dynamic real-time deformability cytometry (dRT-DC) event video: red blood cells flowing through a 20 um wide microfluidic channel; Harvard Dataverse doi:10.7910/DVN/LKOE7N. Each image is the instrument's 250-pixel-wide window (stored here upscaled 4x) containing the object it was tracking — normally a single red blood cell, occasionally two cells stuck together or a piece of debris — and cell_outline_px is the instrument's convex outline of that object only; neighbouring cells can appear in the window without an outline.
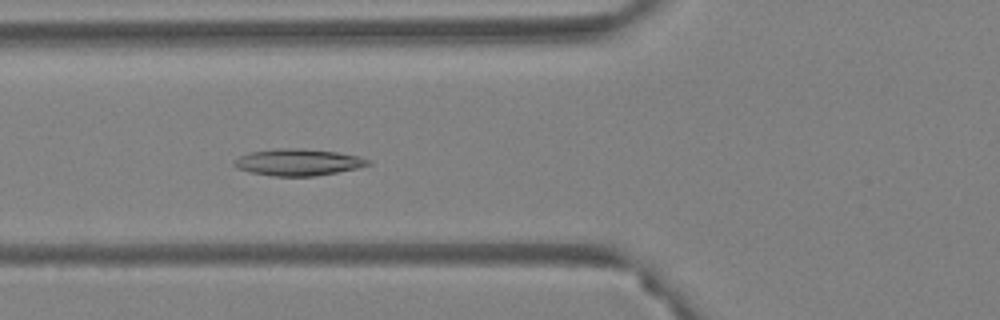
{"species": "Egyptian fruit bat (a non-hibernating species)", "species_latin": "Rousettus aegyptiacus", "temperature_condition": "warm", "stored_images_in_passage": 44, "camera_frame_rate_fps": 3000, "um_per_image_px": 0.085, "animal": {"sex": "female"}, "frame": {"image": 1, "passage_image": 9, "time_ms": 2.667, "image_size_px": [1000, 320], "cell_outline_px": [[372, 164], [356, 168], [316, 176], [272, 176], [252, 172], [240, 168], [232, 164], [232, 160], [240, 156], [252, 152], [280, 148], [300, 148], [336, 152], [360, 156], [372, 160]], "centroid_in_image_um": [25.38, 13.79], "position_along_channel_um": 100.4, "area_um2": 20.69}}
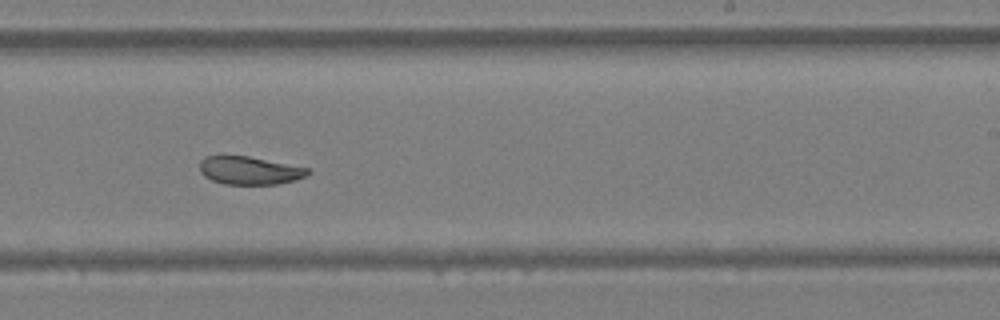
{"frame": {"image": 2, "passage_image": 23, "time_ms": 7.333, "image_size_px": [1000, 320], "cell_outline_px": [[308, 172], [304, 176], [296, 180], [276, 184], [224, 184], [212, 180], [204, 176], [200, 172], [200, 160], [204, 156], [220, 152], [248, 156], [308, 168]], "centroid_in_image_um": [21.08, 14.44], "position_along_channel_um": 267.9, "area_um2": 18.09}}
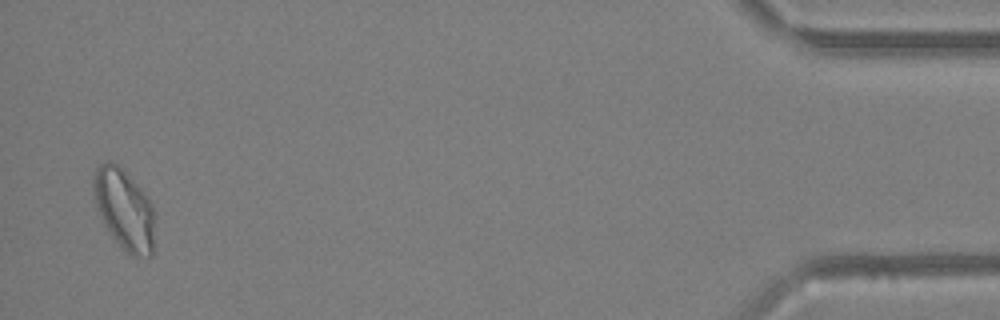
{"frame": {"image": 3, "passage_image": 43, "time_ms": 14.0, "image_size_px": [1000, 320], "cell_outline_px": [[156, 216], [152, 256], [132, 256], [112, 236], [104, 224], [96, 208], [92, 196], [92, 176], [96, 168], [104, 160], [112, 160], [124, 168], [144, 192], [152, 204], [156, 212]], "centroid_in_image_um": [10.56, 17.72], "position_along_channel_um": 424.6, "area_um2": 29.59}, "authors_computed_cell_mechanics": {"area_um2": 20.3167, "velocity_mm_per_s": 3.5934, "shape_relaxation_time_tau1_ms": null, "shape_relaxation_time_tau2_ms": 3.1216, "deformation_change_tau1": null, "deformation_change_tau2": 0.0777}}